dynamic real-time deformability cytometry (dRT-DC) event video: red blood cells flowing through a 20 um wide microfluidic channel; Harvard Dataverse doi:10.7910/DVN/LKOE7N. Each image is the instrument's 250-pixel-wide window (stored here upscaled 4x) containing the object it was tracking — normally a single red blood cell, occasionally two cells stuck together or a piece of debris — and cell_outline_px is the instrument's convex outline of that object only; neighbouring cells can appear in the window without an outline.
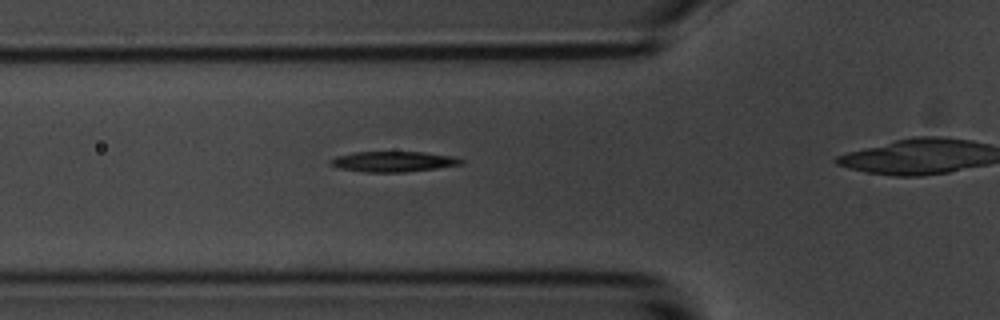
{"species": "common noctule bat (a hibernating species)", "species_latin": "Nyctalus noctula", "temperature_condition": "room temperature", "stored_images_in_passage": 40, "camera_frame_rate_fps": 3000, "um_per_image_px": 0.085, "animal": {"sex": "male", "body_mass_g": 20.1, "forearm_length_mm": 53.5}, "frame": {"image": 1, "passage_image": 14, "time_ms": 4.333, "image_size_px": [1000, 320], "cell_outline_px": [[464, 164], [436, 168], [404, 172], [364, 172], [340, 168], [328, 164], [328, 160], [336, 156], [352, 152], [424, 152], [456, 156], [464, 160]], "centroid_in_image_um": [33.43, 13.73], "position_along_channel_um": 92.4, "area_um2": 15.72}}
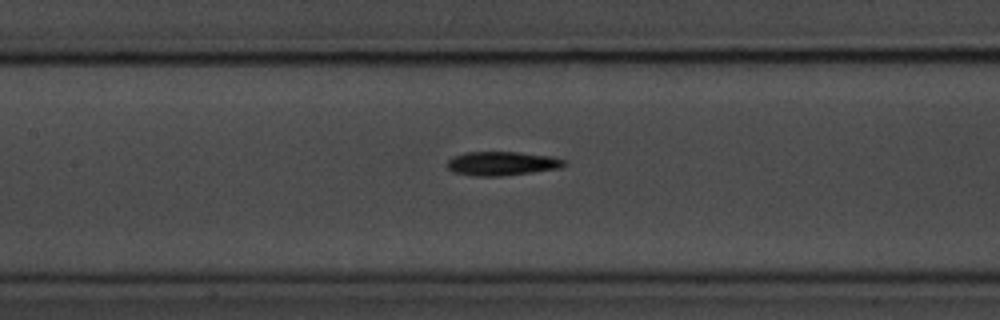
{"frame": {"image": 2, "passage_image": 20, "time_ms": 6.333, "image_size_px": [1000, 320], "cell_outline_px": [[568, 164], [560, 168], [532, 172], [500, 176], [472, 176], [452, 172], [444, 164], [452, 156], [468, 152], [520, 152], [552, 156], [564, 160]], "centroid_in_image_um": [42.63, 13.89], "position_along_channel_um": 164.8, "area_um2": 16.53}}
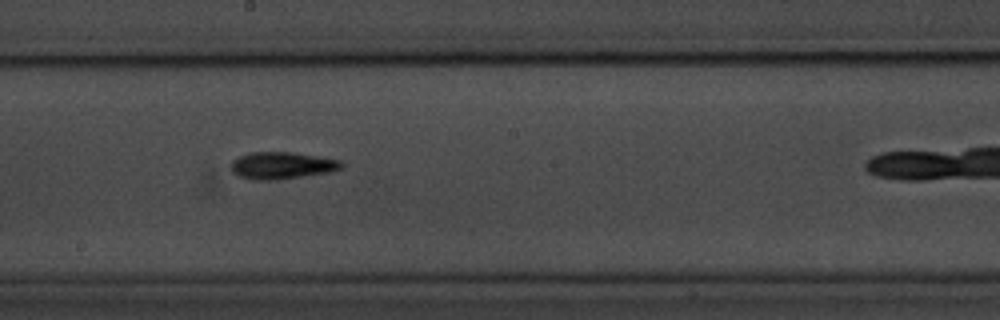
{"frame": {"image": 3, "passage_image": 25, "time_ms": 8.0, "image_size_px": [1000, 320], "cell_outline_px": [[344, 164], [340, 168], [332, 172], [272, 180], [256, 180], [240, 176], [232, 172], [232, 160], [240, 156], [252, 152], [292, 152], [340, 160]], "centroid_in_image_um": [23.97, 14.06], "position_along_channel_um": 224.2, "area_um2": 17.17}}